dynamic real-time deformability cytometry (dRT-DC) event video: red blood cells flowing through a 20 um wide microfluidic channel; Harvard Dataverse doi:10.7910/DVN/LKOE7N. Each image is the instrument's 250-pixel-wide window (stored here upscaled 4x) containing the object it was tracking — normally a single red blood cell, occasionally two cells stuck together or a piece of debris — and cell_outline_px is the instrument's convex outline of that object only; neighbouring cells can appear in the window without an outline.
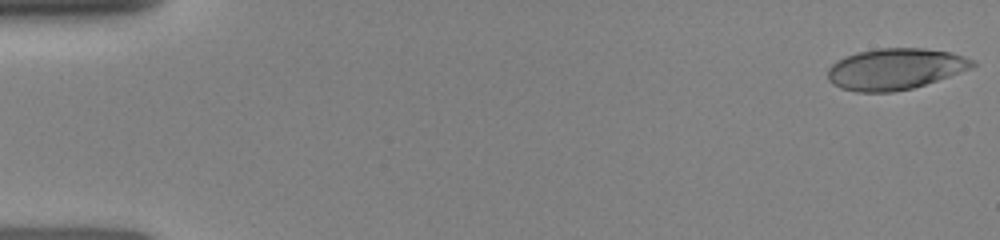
{"species": "human", "species_latin": "Homo sapiens", "temperature_condition": "room temperature", "stored_images_in_passage": 41, "camera_frame_rate_fps": 3000, "um_per_image_px": 0.085, "donor": {"sex": "female"}, "frame": {"image": 1, "passage_image": 1, "time_ms": 0.0, "image_size_px": [1000, 240], "cell_outline_px": [[976, 64], [968, 68], [948, 76], [912, 88], [892, 92], [856, 92], [840, 88], [832, 84], [828, 80], [828, 68], [836, 60], [844, 56], [856, 52], [876, 48], [924, 48], [948, 52], [964, 56], [976, 60]], "centroid_in_image_um": [76.02, 5.85], "position_along_channel_um": 9.0, "area_um2": 34.68}}
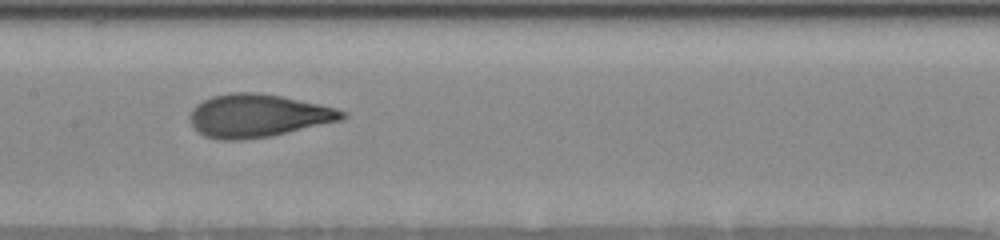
{"frame": {"image": 2, "passage_image": 24, "time_ms": 7.667, "image_size_px": [1000, 240], "cell_outline_px": [[348, 116], [340, 120], [272, 136], [244, 140], [216, 140], [204, 136], [192, 124], [188, 116], [192, 108], [196, 104], [212, 96], [232, 92], [256, 92], [280, 96], [320, 104], [336, 108], [348, 112]], "centroid_in_image_um": [21.91, 9.84], "position_along_channel_um": 185.5, "area_um2": 38.26}}
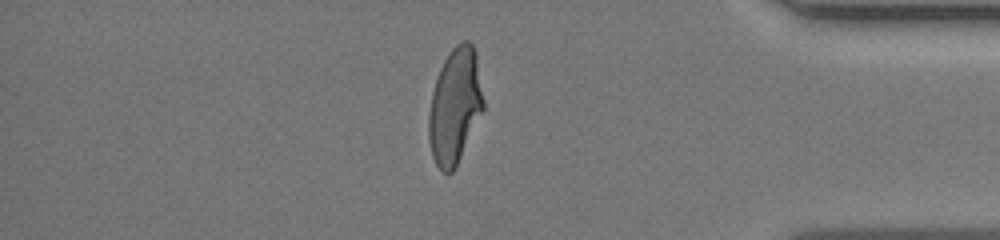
{"frame": {"image": 3, "passage_image": 41, "time_ms": 13.333, "image_size_px": [1000, 240], "cell_outline_px": [[484, 108], [456, 168], [448, 176], [436, 164], [432, 156], [428, 140], [428, 112], [432, 92], [440, 68], [448, 52], [460, 40], [468, 40], [472, 44], [476, 52], [484, 100]], "centroid_in_image_um": [38.66, 9.01], "position_along_channel_um": 396.5, "area_um2": 37.17}}